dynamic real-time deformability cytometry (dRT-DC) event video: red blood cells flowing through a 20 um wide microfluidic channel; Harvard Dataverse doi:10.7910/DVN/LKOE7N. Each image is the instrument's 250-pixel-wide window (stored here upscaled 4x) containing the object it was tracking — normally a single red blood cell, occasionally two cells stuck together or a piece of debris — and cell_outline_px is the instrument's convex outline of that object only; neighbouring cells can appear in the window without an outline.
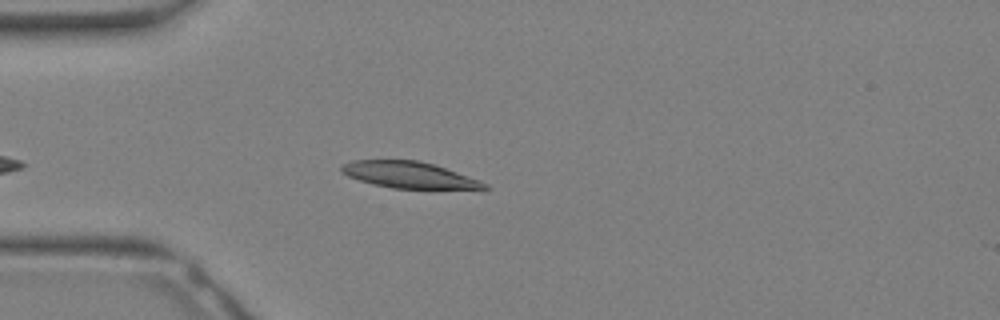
{"species": "Egyptian fruit bat (a non-hibernating species)", "species_latin": "Rousettus aegyptiacus", "temperature_condition": "warm", "stored_images_in_passage": 6, "camera_frame_rate_fps": 3000, "um_per_image_px": 0.085, "animal": {"sex": "female"}, "frame": {"image": 1, "passage_image": 3, "time_ms": 0.667, "image_size_px": [1000, 320], "cell_outline_px": [[488, 188], [392, 188], [372, 184], [348, 176], [340, 172], [340, 164], [352, 160], [420, 160], [436, 164], [488, 184]], "centroid_in_image_um": [34.67, 14.84], "position_along_channel_um": 50.3, "area_um2": 21.79}}
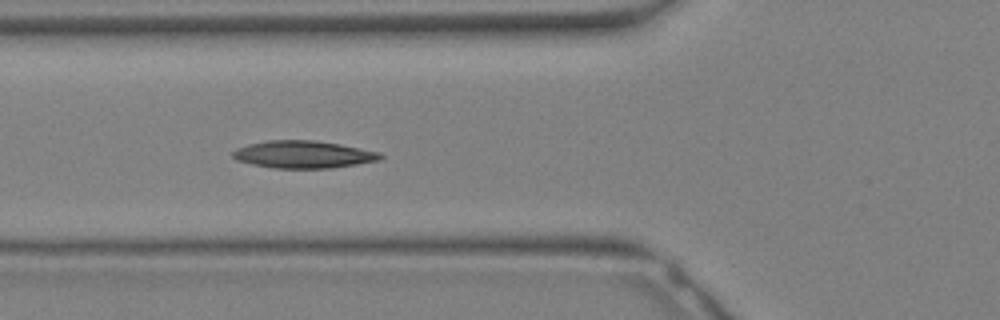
{"frame": {"image": 2, "passage_image": 6, "time_ms": 1.667, "image_size_px": [1000, 320], "cell_outline_px": [[384, 156], [380, 160], [332, 168], [272, 168], [252, 164], [236, 160], [232, 156], [232, 152], [236, 148], [248, 144], [268, 140], [316, 140], [340, 144], [380, 152]], "centroid_in_image_um": [25.77, 13.12], "position_along_channel_um": 100.0, "area_um2": 23.64}}